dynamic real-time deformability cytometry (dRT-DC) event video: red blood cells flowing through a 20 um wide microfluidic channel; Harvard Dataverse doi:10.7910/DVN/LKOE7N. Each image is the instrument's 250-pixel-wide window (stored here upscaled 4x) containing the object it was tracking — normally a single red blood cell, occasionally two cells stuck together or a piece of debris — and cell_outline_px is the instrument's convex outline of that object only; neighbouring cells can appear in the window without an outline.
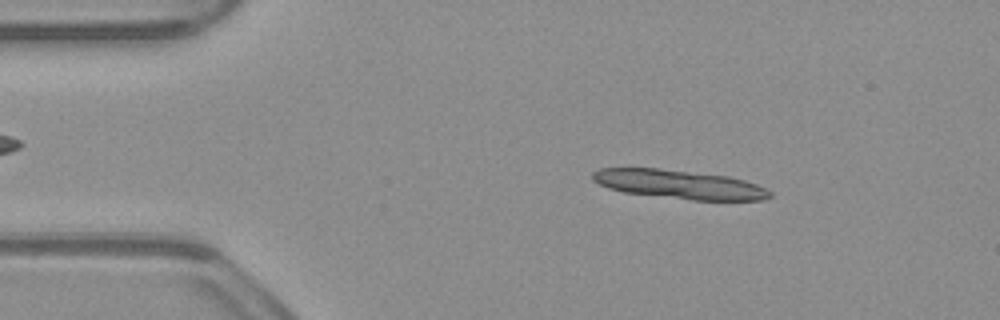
{"species": "common noctule bat (a hibernating species)", "species_latin": "Nyctalus noctula", "temperature_condition": "warm", "stored_images_in_passage": 14, "camera_frame_rate_fps": 3000, "um_per_image_px": 0.085, "animal": {"sex": "male", "body_mass_g": 23.1, "forearm_length_mm": 52.7}, "frame": {"image": 1, "passage_image": 8, "time_ms": 2.333, "image_size_px": [1000, 320], "cell_outline_px": [[772, 196], [764, 200], [692, 200], [624, 192], [608, 188], [592, 180], [592, 172], [600, 168], [660, 168], [728, 176], [744, 180], [756, 184], [772, 192]], "centroid_in_image_um": [57.73, 15.67], "position_along_channel_um": 27.3, "area_um2": 29.77}}